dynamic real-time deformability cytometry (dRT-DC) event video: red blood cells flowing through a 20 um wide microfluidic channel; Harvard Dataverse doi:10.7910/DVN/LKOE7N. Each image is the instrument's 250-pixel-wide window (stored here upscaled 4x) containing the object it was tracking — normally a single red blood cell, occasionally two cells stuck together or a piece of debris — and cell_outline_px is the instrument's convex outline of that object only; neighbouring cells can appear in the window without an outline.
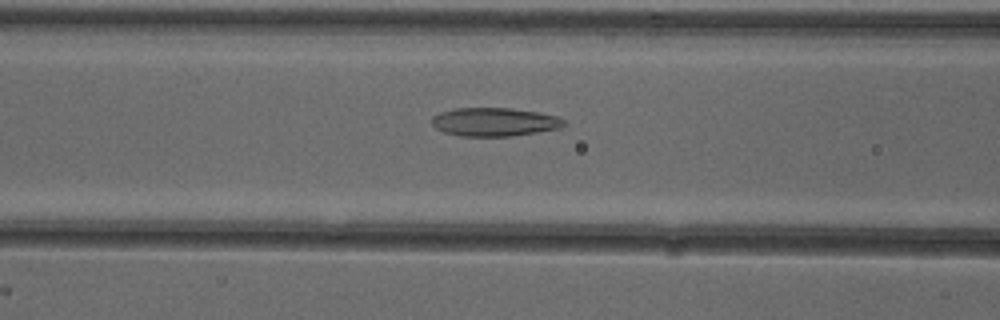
{"species": "common noctule bat (a hibernating species)", "species_latin": "Nyctalus noctula", "temperature_condition": "cold", "stored_images_in_passage": 45, "camera_frame_rate_fps": 3000, "um_per_image_px": 0.085, "animal": {"sex": "female"}, "frame": {"image": 1, "passage_image": 14, "time_ms": 4.333, "image_size_px": [1000, 320], "cell_outline_px": [[564, 124], [560, 128], [512, 136], [460, 136], [444, 132], [436, 128], [432, 124], [432, 116], [440, 112], [456, 108], [512, 108], [560, 116], [564, 120]], "centroid_in_image_um": [42.02, 10.36], "position_along_channel_um": 124.6, "area_um2": 21.91}}
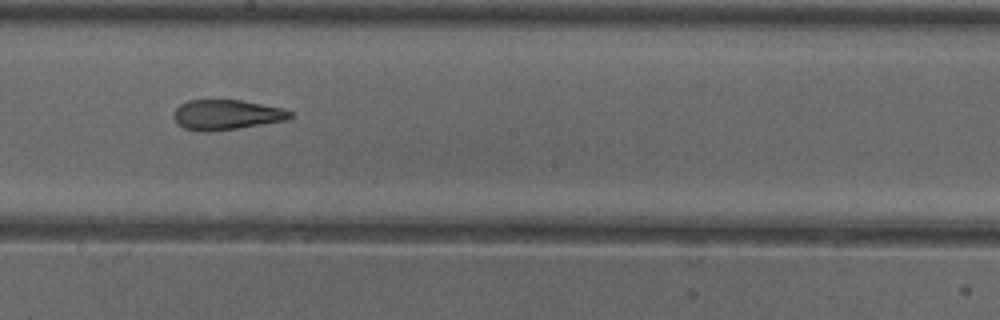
{"frame": {"image": 2, "passage_image": 22, "time_ms": 7.0, "image_size_px": [1000, 320], "cell_outline_px": [[296, 116], [288, 120], [236, 128], [208, 132], [200, 132], [184, 128], [172, 116], [176, 108], [180, 104], [188, 100], [240, 100], [284, 108], [292, 112]], "centroid_in_image_um": [19.29, 9.75], "position_along_channel_um": 228.9, "area_um2": 20.46}}
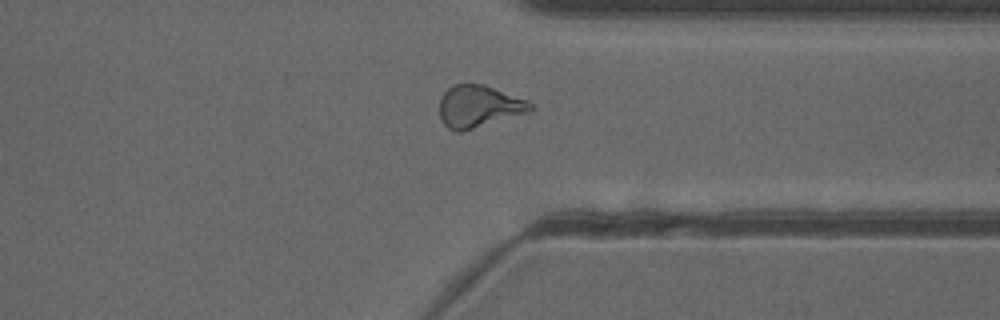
{"frame": {"image": 3, "passage_image": 33, "time_ms": 10.667, "image_size_px": [1000, 320], "cell_outline_px": [[536, 108], [528, 112], [460, 132], [456, 132], [448, 128], [440, 120], [440, 96], [452, 84], [484, 84], [528, 100]], "centroid_in_image_um": [40.68, 9.03], "position_along_channel_um": 370.7, "area_um2": 22.31}, "authors_computed_cell_mechanics": {"area_um2": 21.964, "velocity_mm_per_s": 3.9046, "shape_relaxation_time_tau1_ms": 10.0529, "shape_relaxation_time_tau2_ms": 2.206, "deformation_change_tau1": 0.2441, "deformation_change_tau2": 0.1011}}